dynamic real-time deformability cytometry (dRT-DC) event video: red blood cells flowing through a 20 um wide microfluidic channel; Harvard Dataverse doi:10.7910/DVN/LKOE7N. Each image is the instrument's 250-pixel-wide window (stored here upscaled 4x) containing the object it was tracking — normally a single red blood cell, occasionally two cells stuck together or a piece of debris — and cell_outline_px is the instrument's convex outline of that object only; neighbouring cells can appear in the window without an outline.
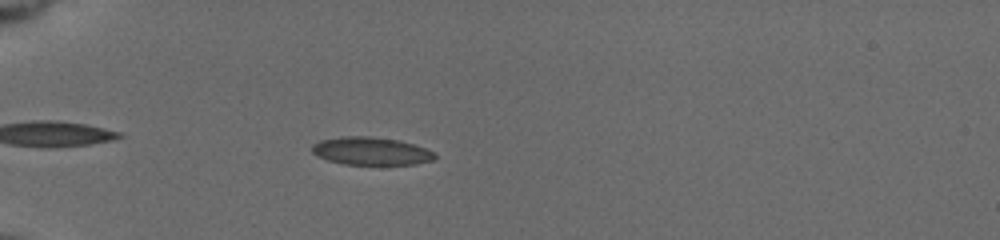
{"species": "common noctule bat (a hibernating species)", "species_latin": "Nyctalus noctula", "temperature_condition": "cold", "stored_images_in_passage": 47, "camera_frame_rate_fps": 3000, "um_per_image_px": 0.085, "animal": {"sex": "female", "body_mass_g": 19.5, "forearm_length_mm": 54.1}, "frame": {"image": 1, "passage_image": 9, "time_ms": 2.667, "image_size_px": [1000, 240], "cell_outline_px": [[436, 156], [432, 160], [416, 164], [344, 164], [328, 160], [312, 152], [312, 144], [320, 140], [344, 136], [368, 136], [396, 140], [412, 144], [436, 152]], "centroid_in_image_um": [31.53, 12.84], "position_along_channel_um": 53.5, "area_um2": 19.65}}
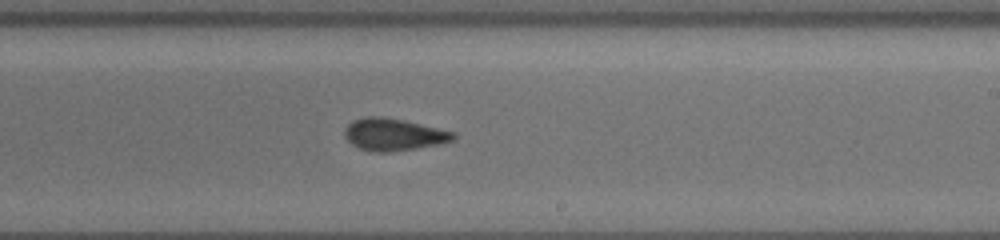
{"frame": {"image": 2, "passage_image": 27, "time_ms": 8.667, "image_size_px": [1000, 240], "cell_outline_px": [[456, 136], [452, 140], [436, 144], [416, 148], [392, 152], [372, 152], [360, 148], [352, 144], [344, 136], [344, 128], [352, 120], [368, 116], [376, 116], [404, 120], [456, 132]], "centroid_in_image_um": [33.42, 11.43], "position_along_channel_um": 255.6, "area_um2": 20.29}}
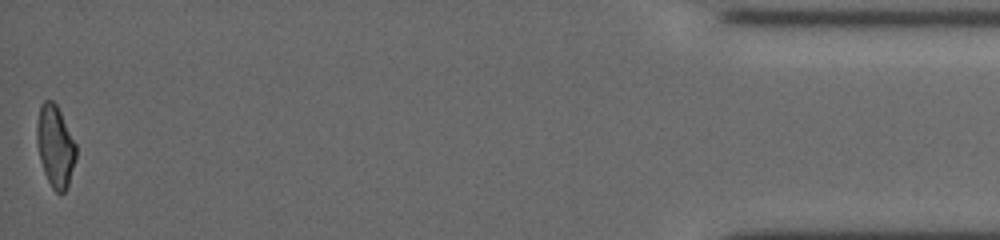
{"frame": {"image": 3, "passage_image": 47, "time_ms": 15.333, "image_size_px": [1000, 240], "cell_outline_px": [[76, 160], [68, 184], [64, 192], [60, 196], [52, 188], [44, 172], [40, 160], [36, 140], [36, 124], [40, 104], [44, 100], [52, 100], [56, 104], [76, 144]], "centroid_in_image_um": [4.68, 12.43], "position_along_channel_um": 430.5, "area_um2": 18.73}, "authors_computed_cell_mechanics": {"area_um2": 19.8254, "velocity_mm_per_s": 3.765, "shape_relaxation_time_tau1_ms": 3.5253, "shape_relaxation_time_tau2_ms": 2.215, "deformation_change_tau1": 0.1372, "deformation_change_tau2": 0.0859}}